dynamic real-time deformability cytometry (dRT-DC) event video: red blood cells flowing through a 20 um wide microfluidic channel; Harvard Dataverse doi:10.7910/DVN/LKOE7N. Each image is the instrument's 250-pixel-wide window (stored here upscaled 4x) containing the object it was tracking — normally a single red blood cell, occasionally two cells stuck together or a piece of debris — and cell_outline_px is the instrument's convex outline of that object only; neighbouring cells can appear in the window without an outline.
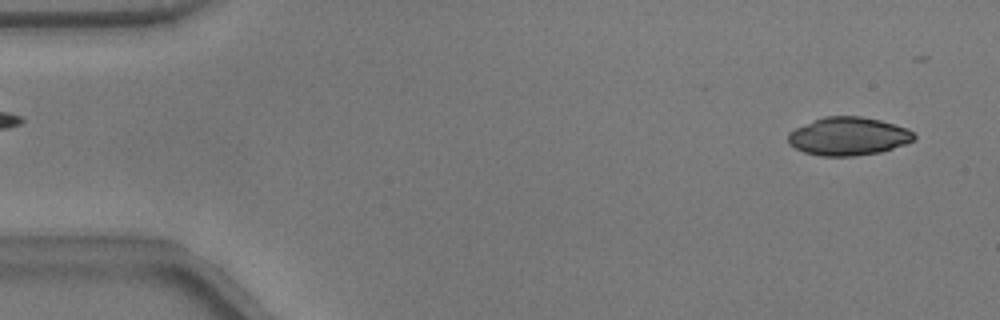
{"species": "common noctule bat (a hibernating species)", "species_latin": "Nyctalus noctula", "temperature_condition": "warm", "stored_images_in_passage": 39, "camera_frame_rate_fps": 3000, "um_per_image_px": 0.085, "animal": {"sex": "male", "body_mass_g": 17.9}, "frame": {"image": 1, "passage_image": 2, "time_ms": 0.333, "image_size_px": [1000, 320], "cell_outline_px": [[916, 136], [912, 140], [904, 144], [880, 152], [852, 156], [820, 156], [804, 152], [788, 144], [788, 132], [796, 128], [824, 116], [860, 116], [880, 120], [908, 128]], "centroid_in_image_um": [72.09, 11.58], "position_along_channel_um": 12.9, "area_um2": 27.86}}